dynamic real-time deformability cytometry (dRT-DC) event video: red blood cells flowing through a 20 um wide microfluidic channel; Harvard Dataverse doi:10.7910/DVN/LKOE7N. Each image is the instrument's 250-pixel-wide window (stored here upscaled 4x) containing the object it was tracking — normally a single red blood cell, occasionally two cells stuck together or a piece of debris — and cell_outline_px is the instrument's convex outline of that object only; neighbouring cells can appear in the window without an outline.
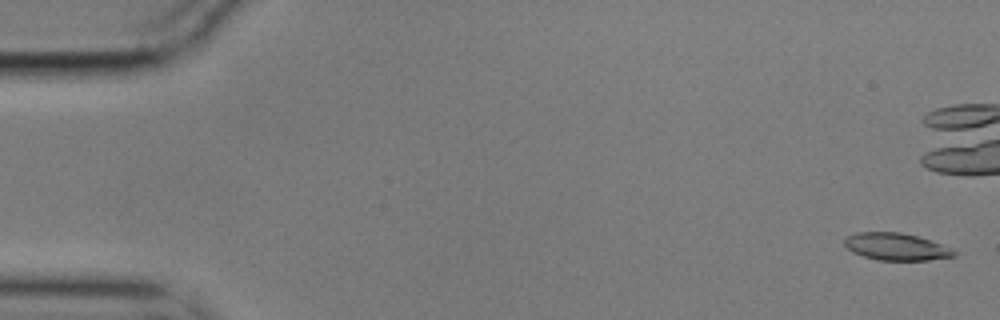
{"species": "common noctule bat (a hibernating species)", "species_latin": "Nyctalus noctula", "temperature_condition": "cold", "stored_images_in_passage": 47, "camera_frame_rate_fps": 3000, "um_per_image_px": 0.085, "animal": {"sex": "male", "body_mass_g": 17.9}, "frame": {"image": 1, "passage_image": 2, "time_ms": 0.333, "image_size_px": [1000, 320], "cell_outline_px": [[960, 252], [956, 256], [928, 260], [876, 260], [852, 252], [844, 244], [844, 236], [856, 232], [900, 232], [916, 236], [952, 248]], "centroid_in_image_um": [76.17, 20.97], "position_along_channel_um": 8.8, "area_um2": 17.46}}
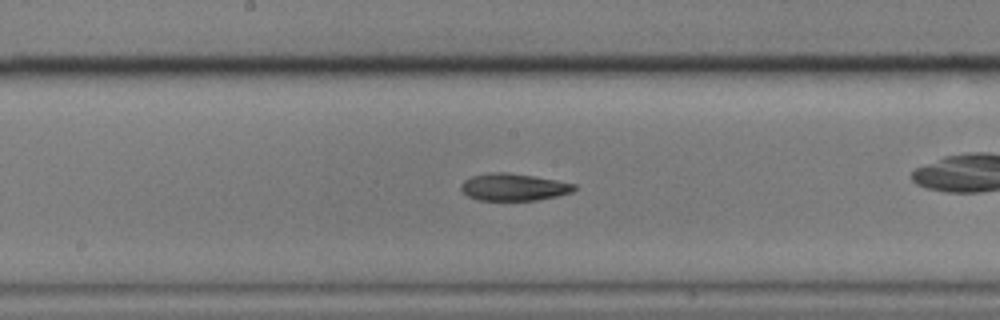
{"frame": {"image": 2, "passage_image": 30, "time_ms": 9.667, "image_size_px": [1000, 320], "cell_outline_px": [[576, 188], [572, 192], [556, 196], [536, 200], [476, 200], [468, 196], [460, 188], [460, 184], [464, 180], [472, 176], [488, 172], [508, 172], [556, 180], [576, 184]], "centroid_in_image_um": [43.63, 15.9], "position_along_channel_um": 204.6, "area_um2": 17.92}}
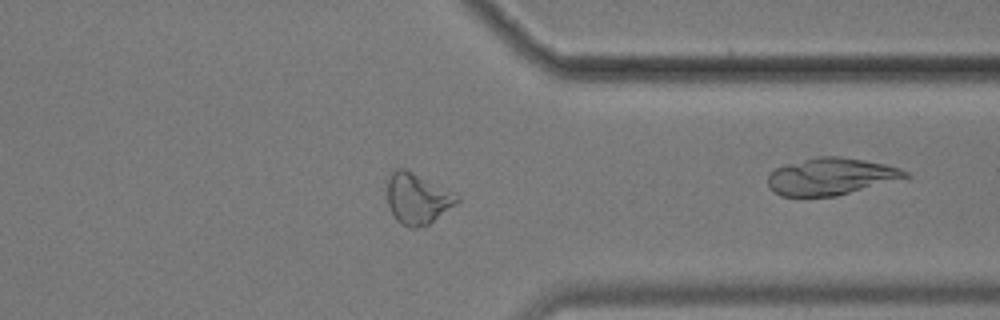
{"frame": {"image": 3, "passage_image": 45, "time_ms": 14.667, "image_size_px": [1000, 320], "cell_outline_px": [[460, 200], [428, 224], [416, 228], [408, 228], [400, 224], [392, 216], [388, 204], [388, 180], [392, 172], [396, 168], [404, 168], [456, 192], [460, 196]], "centroid_in_image_um": [35.48, 16.88], "position_along_channel_um": 375.9, "area_um2": 20.69}}